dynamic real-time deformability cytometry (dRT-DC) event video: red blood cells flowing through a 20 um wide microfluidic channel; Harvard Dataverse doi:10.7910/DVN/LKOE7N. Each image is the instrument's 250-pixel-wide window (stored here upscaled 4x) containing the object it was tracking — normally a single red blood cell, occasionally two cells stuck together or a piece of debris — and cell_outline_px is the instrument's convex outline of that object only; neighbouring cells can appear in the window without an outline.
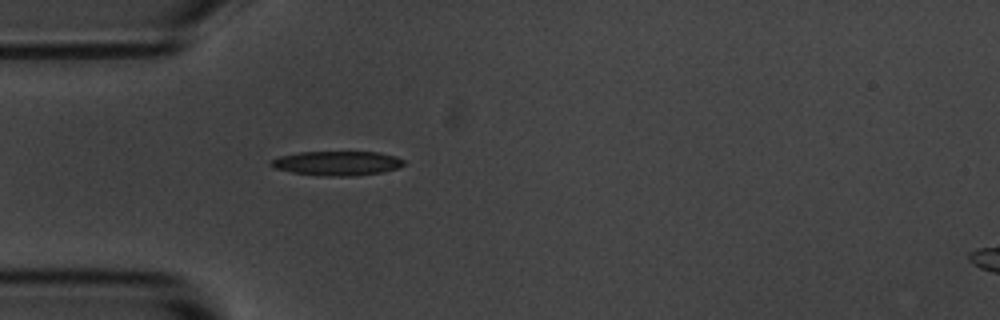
{"species": "common noctule bat (a hibernating species)", "species_latin": "Nyctalus noctula", "temperature_condition": "room temperature", "stored_images_in_passage": 40, "camera_frame_rate_fps": 3000, "um_per_image_px": 0.085, "animal": {"sex": "male", "body_mass_g": 20.1, "forearm_length_mm": 53.5}, "frame": {"image": 1, "passage_image": 1, "time_ms": 0.0, "image_size_px": [1000, 320], "cell_outline_px": [[404, 164], [396, 168], [384, 172], [352, 176], [324, 176], [292, 172], [276, 168], [268, 164], [272, 160], [280, 156], [300, 152], [376, 152], [396, 156], [404, 160]], "centroid_in_image_um": [28.66, 13.87], "position_along_channel_um": 56.3, "area_um2": 18.73}}
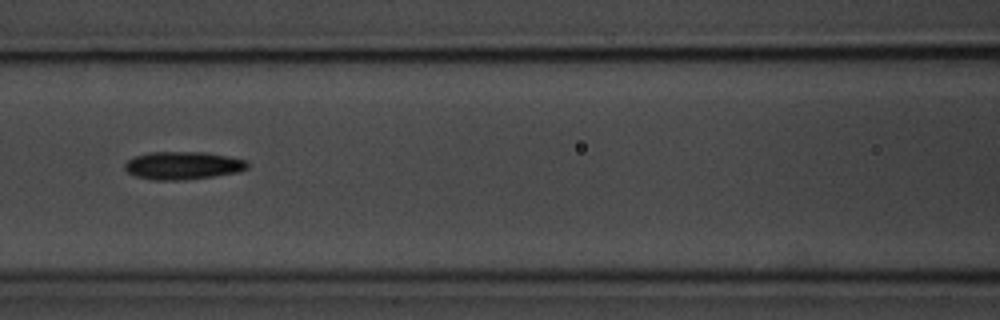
{"frame": {"image": 2, "passage_image": 9, "time_ms": 2.667, "image_size_px": [1000, 320], "cell_outline_px": [[248, 168], [236, 172], [216, 176], [184, 180], [152, 180], [136, 176], [128, 172], [124, 168], [124, 164], [132, 156], [148, 152], [204, 152], [228, 156], [248, 160]], "centroid_in_image_um": [15.53, 14.06], "position_along_channel_um": 151.1, "area_um2": 20.11}}
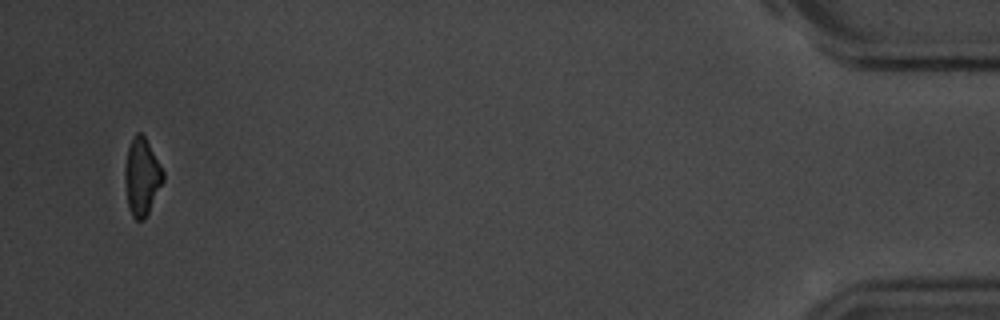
{"frame": {"image": 3, "passage_image": 38, "time_ms": 12.333, "image_size_px": [1000, 320], "cell_outline_px": [[164, 180], [144, 220], [136, 220], [132, 216], [128, 208], [124, 180], [124, 168], [128, 148], [136, 132], [140, 132], [144, 136], [164, 172]], "centroid_in_image_um": [12.03, 15.05], "position_along_channel_um": 423.2, "area_um2": 17.05}, "authors_computed_cell_mechanics": {"area_um2": 18.6983, "velocity_mm_per_s": 3.6887, "shape_relaxation_time_tau1_ms": 2.9175, "shape_relaxation_time_tau2_ms": null, "deformation_change_tau1": 0.1177, "deformation_change_tau2": null}}